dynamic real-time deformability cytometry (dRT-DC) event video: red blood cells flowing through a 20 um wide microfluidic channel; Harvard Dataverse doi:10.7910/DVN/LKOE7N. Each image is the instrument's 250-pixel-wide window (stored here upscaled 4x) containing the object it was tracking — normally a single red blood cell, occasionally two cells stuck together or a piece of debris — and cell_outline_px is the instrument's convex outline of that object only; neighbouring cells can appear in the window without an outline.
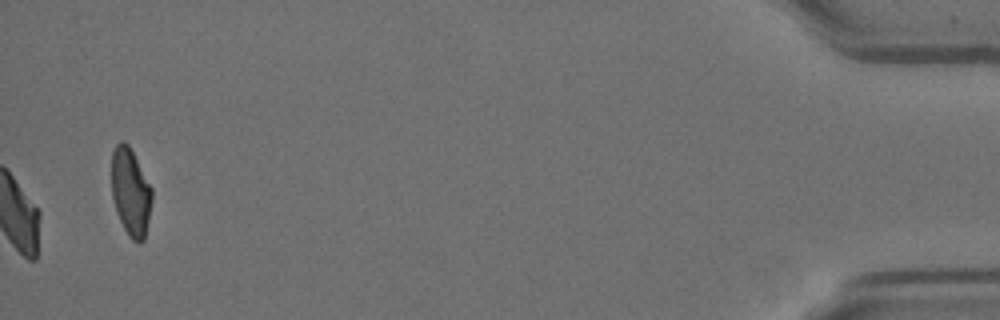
{"species": "Egyptian fruit bat (a non-hibernating species)", "species_latin": "Rousettus aegyptiacus", "temperature_condition": "room temperature", "stored_images_in_passage": 49, "camera_frame_rate_fps": 3000, "um_per_image_px": 0.085, "animal": {"sex": "female"}, "frame": {"image": 1, "passage_image": 49, "time_ms": 16.0, "image_size_px": [1000, 320], "cell_outline_px": [[152, 200], [144, 240], [140, 244], [132, 240], [128, 236], [116, 212], [112, 196], [112, 152], [116, 144], [120, 140], [124, 140], [128, 144], [152, 188]], "centroid_in_image_um": [11.1, 16.33], "position_along_channel_um": 424.1, "area_um2": 20.58}, "authors_computed_cell_mechanics": {"area_um2": 22.9466, "velocity_mm_per_s": 3.4958, "shape_relaxation_time_tau1_ms": null, "shape_relaxation_time_tau2_ms": 6.8033, "deformation_change_tau1": null, "deformation_change_tau2": 0.1414}}